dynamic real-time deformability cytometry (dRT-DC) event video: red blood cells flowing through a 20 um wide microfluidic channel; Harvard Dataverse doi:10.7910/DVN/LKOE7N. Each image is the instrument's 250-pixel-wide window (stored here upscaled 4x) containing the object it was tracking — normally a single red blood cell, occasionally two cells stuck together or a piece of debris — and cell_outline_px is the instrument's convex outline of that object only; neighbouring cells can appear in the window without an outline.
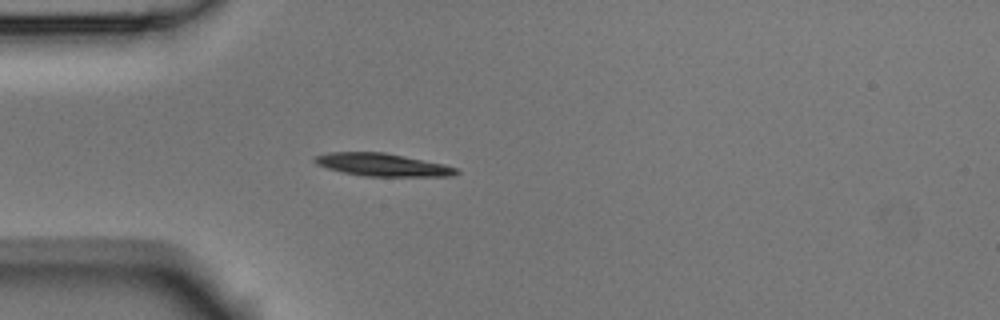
{"species": "Egyptian fruit bat (a non-hibernating species)", "species_latin": "Rousettus aegyptiacus", "temperature_condition": "room temperature", "stored_images_in_passage": 3, "camera_frame_rate_fps": 3000, "um_per_image_px": 0.085, "animal": {"sex": "male"}, "frame": {"image": 1, "passage_image": 3, "time_ms": 0.667, "image_size_px": [1000, 320], "cell_outline_px": [[460, 172], [452, 176], [364, 176], [344, 172], [328, 168], [316, 164], [312, 160], [312, 156], [328, 152], [384, 152], [444, 164], [456, 168]], "centroid_in_image_um": [32.46, 14.0], "position_along_channel_um": 52.5, "area_um2": 18.73}}